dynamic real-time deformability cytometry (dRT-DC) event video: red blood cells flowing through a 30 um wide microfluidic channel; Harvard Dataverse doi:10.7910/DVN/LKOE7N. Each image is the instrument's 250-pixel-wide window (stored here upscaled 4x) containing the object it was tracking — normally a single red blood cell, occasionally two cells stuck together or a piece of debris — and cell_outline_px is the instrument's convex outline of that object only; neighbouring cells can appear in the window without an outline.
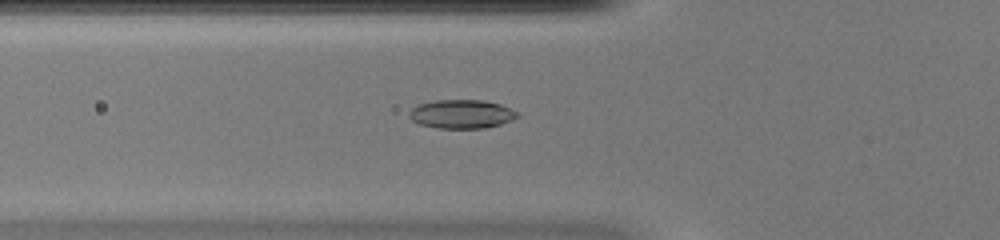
{"species": "common noctule bat (a hibernating species)", "species_latin": "Nyctalus noctula", "temperature_condition": "warm", "stored_images_in_passage": 40, "camera_frame_rate_fps": 3000, "um_per_image_px": 0.085, "animal": {"sex": "female", "body_mass_g": 20.0, "forearm_length_mm": 54.0}, "frame": {"image": 1, "passage_image": 8, "time_ms": 2.333, "image_size_px": [1000, 240], "cell_outline_px": [[520, 116], [512, 120], [500, 124], [484, 128], [440, 128], [420, 124], [412, 120], [408, 116], [408, 112], [412, 108], [420, 104], [436, 100], [484, 100], [500, 104], [516, 112]], "centroid_in_image_um": [39.22, 9.69], "position_along_channel_um": 86.6, "area_um2": 17.98}}
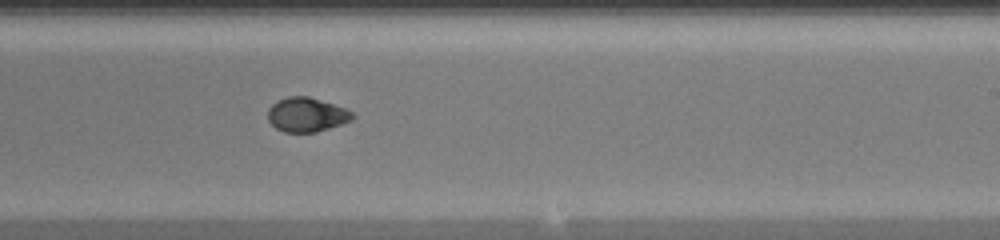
{"frame": {"image": 2, "passage_image": 21, "time_ms": 6.667, "image_size_px": [1000, 240], "cell_outline_px": [[356, 116], [352, 120], [316, 132], [284, 132], [276, 128], [268, 120], [268, 108], [276, 100], [288, 96], [308, 96], [344, 108], [352, 112]], "centroid_in_image_um": [26.03, 9.74], "position_along_channel_um": 263.0, "area_um2": 16.82}}
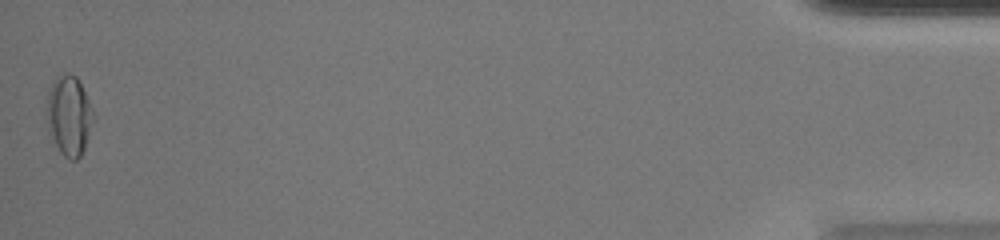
{"frame": {"image": 3, "passage_image": 40, "time_ms": 13.0, "image_size_px": [1000, 240], "cell_outline_px": [[96, 116], [84, 148], [80, 156], [76, 160], [68, 160], [60, 152], [52, 136], [48, 120], [48, 92], [52, 80], [56, 76], [64, 72], [68, 72], [76, 76]], "centroid_in_image_um": [5.9, 9.8], "position_along_channel_um": 429.3, "area_um2": 21.44}, "authors_computed_cell_mechanics": {"area_um2": 17.629, "velocity_mm_per_s": 4.0665, "shape_relaxation_time_tau1_ms": 5.7584, "shape_relaxation_time_tau2_ms": null, "deformation_change_tau1": 0.2116, "deformation_change_tau2": null}}